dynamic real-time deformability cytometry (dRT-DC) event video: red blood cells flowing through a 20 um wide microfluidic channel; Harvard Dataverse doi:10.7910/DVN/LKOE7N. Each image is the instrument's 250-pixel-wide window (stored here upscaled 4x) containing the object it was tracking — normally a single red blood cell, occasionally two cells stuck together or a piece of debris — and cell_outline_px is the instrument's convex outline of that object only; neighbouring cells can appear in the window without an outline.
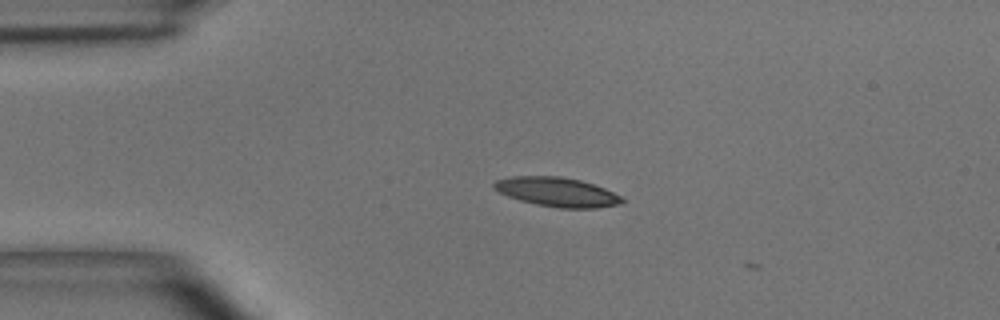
{"species": "common noctule bat (a hibernating species)", "species_latin": "Nyctalus noctula", "temperature_condition": "room temperature", "stored_images_in_passage": 4, "camera_frame_rate_fps": 3000, "um_per_image_px": 0.085, "animal": {"sex": "male", "body_mass_g": 15.6}, "frame": {"image": 1, "passage_image": 1, "time_ms": 0.0, "image_size_px": [1000, 320], "cell_outline_px": [[624, 200], [620, 204], [596, 208], [560, 208], [536, 204], [520, 200], [508, 196], [492, 188], [492, 184], [496, 180], [512, 176], [560, 176], [580, 180], [604, 188], [624, 196]], "centroid_in_image_um": [47.36, 16.32], "position_along_channel_um": 37.6, "area_um2": 21.85}}